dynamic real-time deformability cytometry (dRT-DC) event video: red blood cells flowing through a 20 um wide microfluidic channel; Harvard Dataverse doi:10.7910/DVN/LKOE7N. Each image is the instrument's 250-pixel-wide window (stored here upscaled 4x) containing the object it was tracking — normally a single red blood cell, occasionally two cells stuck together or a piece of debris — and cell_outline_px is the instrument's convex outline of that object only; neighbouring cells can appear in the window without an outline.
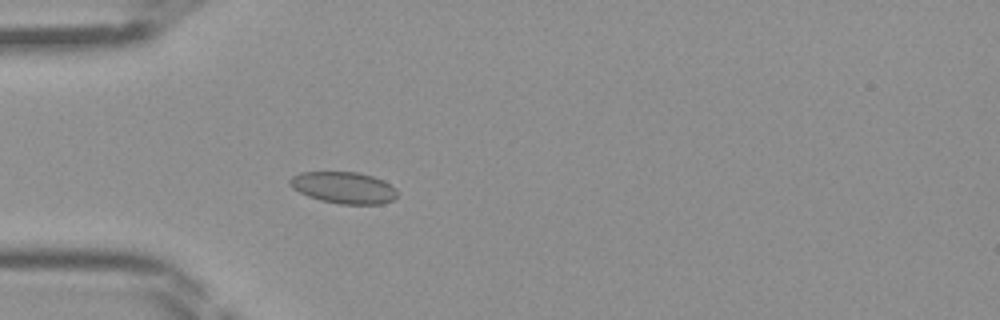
{"species": "Egyptian fruit bat (a non-hibernating species)", "species_latin": "Rousettus aegyptiacus", "temperature_condition": "room temperature", "stored_images_in_passage": 35, "camera_frame_rate_fps": 3000, "um_per_image_px": 0.085, "frame": {"image": 1, "passage_image": 6, "time_ms": 1.667, "image_size_px": [1000, 320], "cell_outline_px": [[396, 196], [392, 200], [380, 204], [340, 204], [320, 200], [308, 196], [292, 188], [288, 184], [288, 180], [292, 176], [300, 172], [356, 172], [372, 176], [384, 180], [396, 188]], "centroid_in_image_um": [29.19, 15.94], "position_along_channel_um": 55.8, "area_um2": 19.83}}
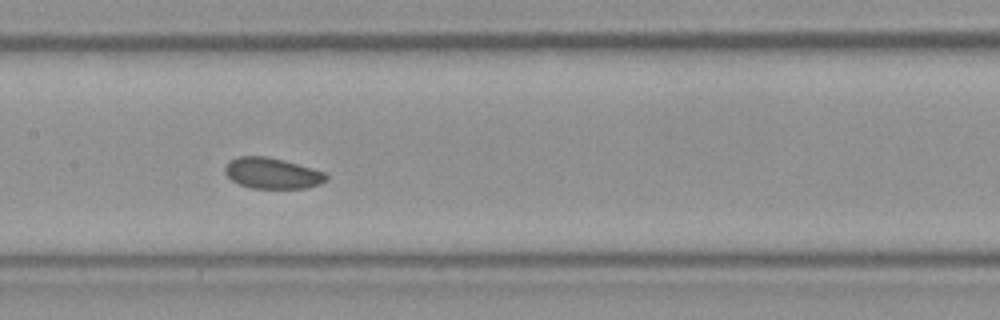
{"frame": {"image": 2, "passage_image": 15, "time_ms": 4.667, "image_size_px": [1000, 320], "cell_outline_px": [[328, 180], [320, 184], [308, 188], [252, 188], [240, 184], [232, 180], [224, 172], [224, 168], [228, 160], [236, 156], [268, 156], [284, 160], [312, 168], [324, 172], [328, 176]], "centroid_in_image_um": [23.13, 14.71], "position_along_channel_um": 184.3, "area_um2": 18.38}}
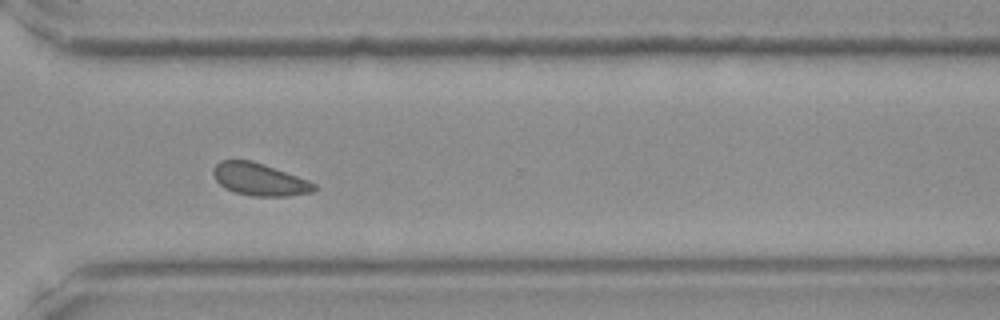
{"frame": {"image": 3, "passage_image": 26, "time_ms": 8.333, "image_size_px": [1000, 320], "cell_outline_px": [[316, 188], [312, 192], [288, 196], [252, 196], [236, 192], [224, 188], [216, 180], [212, 172], [212, 168], [220, 160], [252, 160], [264, 164], [308, 180], [316, 184]], "centroid_in_image_um": [22.03, 15.24], "position_along_channel_um": 348.6, "area_um2": 19.02}}